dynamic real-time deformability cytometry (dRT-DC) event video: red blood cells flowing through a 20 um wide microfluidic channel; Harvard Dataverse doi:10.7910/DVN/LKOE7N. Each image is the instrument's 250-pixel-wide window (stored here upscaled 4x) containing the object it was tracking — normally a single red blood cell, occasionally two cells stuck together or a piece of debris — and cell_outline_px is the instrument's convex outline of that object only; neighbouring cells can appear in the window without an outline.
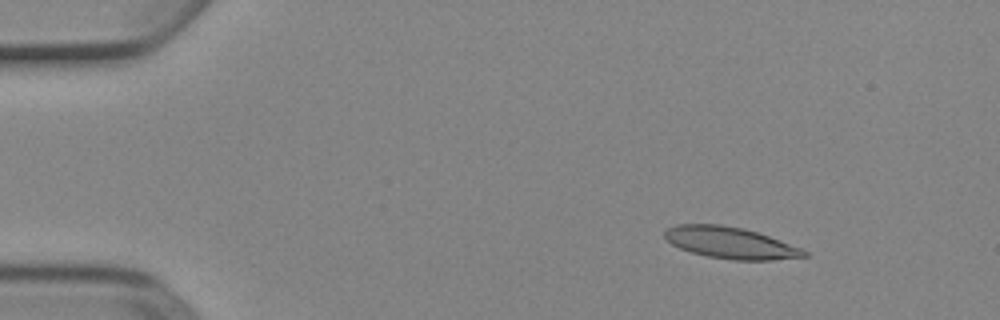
{"species": "Egyptian fruit bat (a non-hibernating species)", "species_latin": "Rousettus aegyptiacus", "temperature_condition": "cold", "stored_images_in_passage": 4, "camera_frame_rate_fps": 3000, "um_per_image_px": 0.085, "animal": {"sex": "female"}, "frame": {"image": 1, "passage_image": 2, "time_ms": 0.333, "image_size_px": [1000, 320], "cell_outline_px": [[808, 256], [772, 260], [732, 260], [708, 256], [692, 252], [680, 248], [672, 244], [664, 236], [664, 232], [668, 228], [676, 224], [720, 224], [744, 228], [768, 236], [800, 248], [808, 252]], "centroid_in_image_um": [62.07, 20.63], "position_along_channel_um": 22.9, "area_um2": 25.37}}